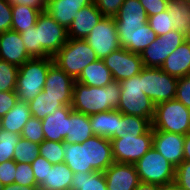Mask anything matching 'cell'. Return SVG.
<instances>
[{
  "mask_svg": "<svg viewBox=\"0 0 190 190\" xmlns=\"http://www.w3.org/2000/svg\"><path fill=\"white\" fill-rule=\"evenodd\" d=\"M121 94L119 82L112 81L106 87L86 86L75 81L72 109L88 116L117 109Z\"/></svg>",
  "mask_w": 190,
  "mask_h": 190,
  "instance_id": "cell-1",
  "label": "cell"
},
{
  "mask_svg": "<svg viewBox=\"0 0 190 190\" xmlns=\"http://www.w3.org/2000/svg\"><path fill=\"white\" fill-rule=\"evenodd\" d=\"M53 64V57H39L30 58L19 67L15 89L18 100L28 103L43 91L48 70Z\"/></svg>",
  "mask_w": 190,
  "mask_h": 190,
  "instance_id": "cell-2",
  "label": "cell"
},
{
  "mask_svg": "<svg viewBox=\"0 0 190 190\" xmlns=\"http://www.w3.org/2000/svg\"><path fill=\"white\" fill-rule=\"evenodd\" d=\"M54 64L75 80L84 68L98 60L94 50L85 39L68 38L67 42L53 56Z\"/></svg>",
  "mask_w": 190,
  "mask_h": 190,
  "instance_id": "cell-3",
  "label": "cell"
},
{
  "mask_svg": "<svg viewBox=\"0 0 190 190\" xmlns=\"http://www.w3.org/2000/svg\"><path fill=\"white\" fill-rule=\"evenodd\" d=\"M119 84L121 94L117 110L126 115L148 118L152 122L155 105L142 92L141 72L132 78L120 81Z\"/></svg>",
  "mask_w": 190,
  "mask_h": 190,
  "instance_id": "cell-4",
  "label": "cell"
},
{
  "mask_svg": "<svg viewBox=\"0 0 190 190\" xmlns=\"http://www.w3.org/2000/svg\"><path fill=\"white\" fill-rule=\"evenodd\" d=\"M152 129L185 136L190 132V109L176 99L155 105Z\"/></svg>",
  "mask_w": 190,
  "mask_h": 190,
  "instance_id": "cell-5",
  "label": "cell"
},
{
  "mask_svg": "<svg viewBox=\"0 0 190 190\" xmlns=\"http://www.w3.org/2000/svg\"><path fill=\"white\" fill-rule=\"evenodd\" d=\"M135 167L140 181L159 186L169 185L175 180V167L172 166L153 146L140 158Z\"/></svg>",
  "mask_w": 190,
  "mask_h": 190,
  "instance_id": "cell-6",
  "label": "cell"
},
{
  "mask_svg": "<svg viewBox=\"0 0 190 190\" xmlns=\"http://www.w3.org/2000/svg\"><path fill=\"white\" fill-rule=\"evenodd\" d=\"M178 79L165 73L161 68L141 70L142 92L154 105L175 99Z\"/></svg>",
  "mask_w": 190,
  "mask_h": 190,
  "instance_id": "cell-7",
  "label": "cell"
},
{
  "mask_svg": "<svg viewBox=\"0 0 190 190\" xmlns=\"http://www.w3.org/2000/svg\"><path fill=\"white\" fill-rule=\"evenodd\" d=\"M110 140L114 162L135 164L153 146V129L138 137L121 135Z\"/></svg>",
  "mask_w": 190,
  "mask_h": 190,
  "instance_id": "cell-8",
  "label": "cell"
},
{
  "mask_svg": "<svg viewBox=\"0 0 190 190\" xmlns=\"http://www.w3.org/2000/svg\"><path fill=\"white\" fill-rule=\"evenodd\" d=\"M85 41L94 50L98 59L103 60L111 52L121 48L117 26L113 17H103L102 20L93 27Z\"/></svg>",
  "mask_w": 190,
  "mask_h": 190,
  "instance_id": "cell-9",
  "label": "cell"
},
{
  "mask_svg": "<svg viewBox=\"0 0 190 190\" xmlns=\"http://www.w3.org/2000/svg\"><path fill=\"white\" fill-rule=\"evenodd\" d=\"M186 40L185 36L177 30H172L161 36L140 53L143 65L146 68H160L166 58L174 52L181 43Z\"/></svg>",
  "mask_w": 190,
  "mask_h": 190,
  "instance_id": "cell-10",
  "label": "cell"
},
{
  "mask_svg": "<svg viewBox=\"0 0 190 190\" xmlns=\"http://www.w3.org/2000/svg\"><path fill=\"white\" fill-rule=\"evenodd\" d=\"M37 46H41L51 57L67 42V29L60 26L46 11L36 21Z\"/></svg>",
  "mask_w": 190,
  "mask_h": 190,
  "instance_id": "cell-11",
  "label": "cell"
},
{
  "mask_svg": "<svg viewBox=\"0 0 190 190\" xmlns=\"http://www.w3.org/2000/svg\"><path fill=\"white\" fill-rule=\"evenodd\" d=\"M103 61L110 70L113 81L117 82L132 78L144 68L140 54L130 52L123 47L111 52Z\"/></svg>",
  "mask_w": 190,
  "mask_h": 190,
  "instance_id": "cell-12",
  "label": "cell"
},
{
  "mask_svg": "<svg viewBox=\"0 0 190 190\" xmlns=\"http://www.w3.org/2000/svg\"><path fill=\"white\" fill-rule=\"evenodd\" d=\"M83 144L86 145L87 172H104L114 163L109 138L94 135Z\"/></svg>",
  "mask_w": 190,
  "mask_h": 190,
  "instance_id": "cell-13",
  "label": "cell"
},
{
  "mask_svg": "<svg viewBox=\"0 0 190 190\" xmlns=\"http://www.w3.org/2000/svg\"><path fill=\"white\" fill-rule=\"evenodd\" d=\"M184 135L153 129V147L175 168L184 161Z\"/></svg>",
  "mask_w": 190,
  "mask_h": 190,
  "instance_id": "cell-14",
  "label": "cell"
},
{
  "mask_svg": "<svg viewBox=\"0 0 190 190\" xmlns=\"http://www.w3.org/2000/svg\"><path fill=\"white\" fill-rule=\"evenodd\" d=\"M75 81L73 77L53 64L48 70L43 90L49 96L62 97L64 106H71Z\"/></svg>",
  "mask_w": 190,
  "mask_h": 190,
  "instance_id": "cell-15",
  "label": "cell"
},
{
  "mask_svg": "<svg viewBox=\"0 0 190 190\" xmlns=\"http://www.w3.org/2000/svg\"><path fill=\"white\" fill-rule=\"evenodd\" d=\"M104 175L107 190H135L141 182L135 164L114 162Z\"/></svg>",
  "mask_w": 190,
  "mask_h": 190,
  "instance_id": "cell-16",
  "label": "cell"
},
{
  "mask_svg": "<svg viewBox=\"0 0 190 190\" xmlns=\"http://www.w3.org/2000/svg\"><path fill=\"white\" fill-rule=\"evenodd\" d=\"M117 32H132L148 23V16L139 0H124L114 17Z\"/></svg>",
  "mask_w": 190,
  "mask_h": 190,
  "instance_id": "cell-17",
  "label": "cell"
},
{
  "mask_svg": "<svg viewBox=\"0 0 190 190\" xmlns=\"http://www.w3.org/2000/svg\"><path fill=\"white\" fill-rule=\"evenodd\" d=\"M30 58L19 32L10 30L0 33V59L20 67Z\"/></svg>",
  "mask_w": 190,
  "mask_h": 190,
  "instance_id": "cell-18",
  "label": "cell"
},
{
  "mask_svg": "<svg viewBox=\"0 0 190 190\" xmlns=\"http://www.w3.org/2000/svg\"><path fill=\"white\" fill-rule=\"evenodd\" d=\"M104 16L95 2L81 8L67 30L68 38L85 39Z\"/></svg>",
  "mask_w": 190,
  "mask_h": 190,
  "instance_id": "cell-19",
  "label": "cell"
},
{
  "mask_svg": "<svg viewBox=\"0 0 190 190\" xmlns=\"http://www.w3.org/2000/svg\"><path fill=\"white\" fill-rule=\"evenodd\" d=\"M72 110V106H63L58 108L52 115H48L41 120L44 140L66 142L68 116Z\"/></svg>",
  "mask_w": 190,
  "mask_h": 190,
  "instance_id": "cell-20",
  "label": "cell"
},
{
  "mask_svg": "<svg viewBox=\"0 0 190 190\" xmlns=\"http://www.w3.org/2000/svg\"><path fill=\"white\" fill-rule=\"evenodd\" d=\"M160 68L177 79L190 74V39L184 40Z\"/></svg>",
  "mask_w": 190,
  "mask_h": 190,
  "instance_id": "cell-21",
  "label": "cell"
},
{
  "mask_svg": "<svg viewBox=\"0 0 190 190\" xmlns=\"http://www.w3.org/2000/svg\"><path fill=\"white\" fill-rule=\"evenodd\" d=\"M117 33L121 47L136 54H140L157 38V34L150 28L148 23L132 32Z\"/></svg>",
  "mask_w": 190,
  "mask_h": 190,
  "instance_id": "cell-22",
  "label": "cell"
},
{
  "mask_svg": "<svg viewBox=\"0 0 190 190\" xmlns=\"http://www.w3.org/2000/svg\"><path fill=\"white\" fill-rule=\"evenodd\" d=\"M122 113L117 109L104 111L89 116L92 132L96 136H101L111 139L118 133V122Z\"/></svg>",
  "mask_w": 190,
  "mask_h": 190,
  "instance_id": "cell-23",
  "label": "cell"
},
{
  "mask_svg": "<svg viewBox=\"0 0 190 190\" xmlns=\"http://www.w3.org/2000/svg\"><path fill=\"white\" fill-rule=\"evenodd\" d=\"M94 136L92 132L89 116L72 110L68 116V134L66 143L81 144Z\"/></svg>",
  "mask_w": 190,
  "mask_h": 190,
  "instance_id": "cell-24",
  "label": "cell"
},
{
  "mask_svg": "<svg viewBox=\"0 0 190 190\" xmlns=\"http://www.w3.org/2000/svg\"><path fill=\"white\" fill-rule=\"evenodd\" d=\"M76 81L86 86L106 87L113 78L104 61L98 59L84 68Z\"/></svg>",
  "mask_w": 190,
  "mask_h": 190,
  "instance_id": "cell-25",
  "label": "cell"
},
{
  "mask_svg": "<svg viewBox=\"0 0 190 190\" xmlns=\"http://www.w3.org/2000/svg\"><path fill=\"white\" fill-rule=\"evenodd\" d=\"M73 174L65 163L53 164L48 170L46 179L38 187L47 190H70Z\"/></svg>",
  "mask_w": 190,
  "mask_h": 190,
  "instance_id": "cell-26",
  "label": "cell"
},
{
  "mask_svg": "<svg viewBox=\"0 0 190 190\" xmlns=\"http://www.w3.org/2000/svg\"><path fill=\"white\" fill-rule=\"evenodd\" d=\"M168 15L175 30L190 39V3L186 0H169Z\"/></svg>",
  "mask_w": 190,
  "mask_h": 190,
  "instance_id": "cell-27",
  "label": "cell"
},
{
  "mask_svg": "<svg viewBox=\"0 0 190 190\" xmlns=\"http://www.w3.org/2000/svg\"><path fill=\"white\" fill-rule=\"evenodd\" d=\"M31 116L28 103L18 100L15 106L2 117V128L21 135L23 127Z\"/></svg>",
  "mask_w": 190,
  "mask_h": 190,
  "instance_id": "cell-28",
  "label": "cell"
},
{
  "mask_svg": "<svg viewBox=\"0 0 190 190\" xmlns=\"http://www.w3.org/2000/svg\"><path fill=\"white\" fill-rule=\"evenodd\" d=\"M151 128L152 122L148 118L122 113L120 122H118V133H116L111 139L120 138L121 135L138 137L145 132H148Z\"/></svg>",
  "mask_w": 190,
  "mask_h": 190,
  "instance_id": "cell-29",
  "label": "cell"
},
{
  "mask_svg": "<svg viewBox=\"0 0 190 190\" xmlns=\"http://www.w3.org/2000/svg\"><path fill=\"white\" fill-rule=\"evenodd\" d=\"M28 105L31 115L39 120L52 115L58 108L64 106L62 104V97L49 96L44 90L28 102Z\"/></svg>",
  "mask_w": 190,
  "mask_h": 190,
  "instance_id": "cell-30",
  "label": "cell"
},
{
  "mask_svg": "<svg viewBox=\"0 0 190 190\" xmlns=\"http://www.w3.org/2000/svg\"><path fill=\"white\" fill-rule=\"evenodd\" d=\"M40 10L28 5H12V30L22 33L35 26Z\"/></svg>",
  "mask_w": 190,
  "mask_h": 190,
  "instance_id": "cell-31",
  "label": "cell"
},
{
  "mask_svg": "<svg viewBox=\"0 0 190 190\" xmlns=\"http://www.w3.org/2000/svg\"><path fill=\"white\" fill-rule=\"evenodd\" d=\"M70 190H107L104 172L74 173Z\"/></svg>",
  "mask_w": 190,
  "mask_h": 190,
  "instance_id": "cell-32",
  "label": "cell"
},
{
  "mask_svg": "<svg viewBox=\"0 0 190 190\" xmlns=\"http://www.w3.org/2000/svg\"><path fill=\"white\" fill-rule=\"evenodd\" d=\"M82 4L47 3L46 12L62 27L68 30Z\"/></svg>",
  "mask_w": 190,
  "mask_h": 190,
  "instance_id": "cell-33",
  "label": "cell"
},
{
  "mask_svg": "<svg viewBox=\"0 0 190 190\" xmlns=\"http://www.w3.org/2000/svg\"><path fill=\"white\" fill-rule=\"evenodd\" d=\"M64 163L73 173H87L86 145L65 142Z\"/></svg>",
  "mask_w": 190,
  "mask_h": 190,
  "instance_id": "cell-34",
  "label": "cell"
},
{
  "mask_svg": "<svg viewBox=\"0 0 190 190\" xmlns=\"http://www.w3.org/2000/svg\"><path fill=\"white\" fill-rule=\"evenodd\" d=\"M39 146L40 144L21 137L14 150V161L31 164L39 156Z\"/></svg>",
  "mask_w": 190,
  "mask_h": 190,
  "instance_id": "cell-35",
  "label": "cell"
},
{
  "mask_svg": "<svg viewBox=\"0 0 190 190\" xmlns=\"http://www.w3.org/2000/svg\"><path fill=\"white\" fill-rule=\"evenodd\" d=\"M39 155L51 164L64 163L65 142L44 140L39 146Z\"/></svg>",
  "mask_w": 190,
  "mask_h": 190,
  "instance_id": "cell-36",
  "label": "cell"
},
{
  "mask_svg": "<svg viewBox=\"0 0 190 190\" xmlns=\"http://www.w3.org/2000/svg\"><path fill=\"white\" fill-rule=\"evenodd\" d=\"M21 135L6 130L0 131V164L9 160H14V150L20 140Z\"/></svg>",
  "mask_w": 190,
  "mask_h": 190,
  "instance_id": "cell-37",
  "label": "cell"
},
{
  "mask_svg": "<svg viewBox=\"0 0 190 190\" xmlns=\"http://www.w3.org/2000/svg\"><path fill=\"white\" fill-rule=\"evenodd\" d=\"M19 67L0 59V91H15Z\"/></svg>",
  "mask_w": 190,
  "mask_h": 190,
  "instance_id": "cell-38",
  "label": "cell"
},
{
  "mask_svg": "<svg viewBox=\"0 0 190 190\" xmlns=\"http://www.w3.org/2000/svg\"><path fill=\"white\" fill-rule=\"evenodd\" d=\"M36 25L20 33L25 49L32 58L51 57L41 46H37Z\"/></svg>",
  "mask_w": 190,
  "mask_h": 190,
  "instance_id": "cell-39",
  "label": "cell"
},
{
  "mask_svg": "<svg viewBox=\"0 0 190 190\" xmlns=\"http://www.w3.org/2000/svg\"><path fill=\"white\" fill-rule=\"evenodd\" d=\"M172 23L171 16L168 15V9L148 17V24L157 36L164 35L174 30Z\"/></svg>",
  "mask_w": 190,
  "mask_h": 190,
  "instance_id": "cell-40",
  "label": "cell"
},
{
  "mask_svg": "<svg viewBox=\"0 0 190 190\" xmlns=\"http://www.w3.org/2000/svg\"><path fill=\"white\" fill-rule=\"evenodd\" d=\"M21 137L41 144L44 141V132L42 129V121L31 116L21 131Z\"/></svg>",
  "mask_w": 190,
  "mask_h": 190,
  "instance_id": "cell-41",
  "label": "cell"
},
{
  "mask_svg": "<svg viewBox=\"0 0 190 190\" xmlns=\"http://www.w3.org/2000/svg\"><path fill=\"white\" fill-rule=\"evenodd\" d=\"M14 183L20 186H38L31 164L16 163V176Z\"/></svg>",
  "mask_w": 190,
  "mask_h": 190,
  "instance_id": "cell-42",
  "label": "cell"
},
{
  "mask_svg": "<svg viewBox=\"0 0 190 190\" xmlns=\"http://www.w3.org/2000/svg\"><path fill=\"white\" fill-rule=\"evenodd\" d=\"M174 183L181 189L190 190V162L183 161L175 168Z\"/></svg>",
  "mask_w": 190,
  "mask_h": 190,
  "instance_id": "cell-43",
  "label": "cell"
},
{
  "mask_svg": "<svg viewBox=\"0 0 190 190\" xmlns=\"http://www.w3.org/2000/svg\"><path fill=\"white\" fill-rule=\"evenodd\" d=\"M175 99L190 109V74L178 79Z\"/></svg>",
  "mask_w": 190,
  "mask_h": 190,
  "instance_id": "cell-44",
  "label": "cell"
},
{
  "mask_svg": "<svg viewBox=\"0 0 190 190\" xmlns=\"http://www.w3.org/2000/svg\"><path fill=\"white\" fill-rule=\"evenodd\" d=\"M12 4L0 0V33L12 30Z\"/></svg>",
  "mask_w": 190,
  "mask_h": 190,
  "instance_id": "cell-45",
  "label": "cell"
},
{
  "mask_svg": "<svg viewBox=\"0 0 190 190\" xmlns=\"http://www.w3.org/2000/svg\"><path fill=\"white\" fill-rule=\"evenodd\" d=\"M96 7L104 17H115L124 0H94Z\"/></svg>",
  "mask_w": 190,
  "mask_h": 190,
  "instance_id": "cell-46",
  "label": "cell"
},
{
  "mask_svg": "<svg viewBox=\"0 0 190 190\" xmlns=\"http://www.w3.org/2000/svg\"><path fill=\"white\" fill-rule=\"evenodd\" d=\"M31 166L36 183L39 185L44 179H46L48 170L53 167V164L39 155L33 162H31Z\"/></svg>",
  "mask_w": 190,
  "mask_h": 190,
  "instance_id": "cell-47",
  "label": "cell"
},
{
  "mask_svg": "<svg viewBox=\"0 0 190 190\" xmlns=\"http://www.w3.org/2000/svg\"><path fill=\"white\" fill-rule=\"evenodd\" d=\"M16 162L9 160L0 164V182L5 186L14 183Z\"/></svg>",
  "mask_w": 190,
  "mask_h": 190,
  "instance_id": "cell-48",
  "label": "cell"
},
{
  "mask_svg": "<svg viewBox=\"0 0 190 190\" xmlns=\"http://www.w3.org/2000/svg\"><path fill=\"white\" fill-rule=\"evenodd\" d=\"M18 101V96L16 91H0V116L3 117L7 114Z\"/></svg>",
  "mask_w": 190,
  "mask_h": 190,
  "instance_id": "cell-49",
  "label": "cell"
},
{
  "mask_svg": "<svg viewBox=\"0 0 190 190\" xmlns=\"http://www.w3.org/2000/svg\"><path fill=\"white\" fill-rule=\"evenodd\" d=\"M139 2L144 7L149 17L167 10L169 0H139Z\"/></svg>",
  "mask_w": 190,
  "mask_h": 190,
  "instance_id": "cell-50",
  "label": "cell"
},
{
  "mask_svg": "<svg viewBox=\"0 0 190 190\" xmlns=\"http://www.w3.org/2000/svg\"><path fill=\"white\" fill-rule=\"evenodd\" d=\"M12 5H28L38 10L45 11L48 0H8Z\"/></svg>",
  "mask_w": 190,
  "mask_h": 190,
  "instance_id": "cell-51",
  "label": "cell"
},
{
  "mask_svg": "<svg viewBox=\"0 0 190 190\" xmlns=\"http://www.w3.org/2000/svg\"><path fill=\"white\" fill-rule=\"evenodd\" d=\"M93 2L94 0H48L47 3H71V4H82L83 6H88Z\"/></svg>",
  "mask_w": 190,
  "mask_h": 190,
  "instance_id": "cell-52",
  "label": "cell"
},
{
  "mask_svg": "<svg viewBox=\"0 0 190 190\" xmlns=\"http://www.w3.org/2000/svg\"><path fill=\"white\" fill-rule=\"evenodd\" d=\"M38 186H20L19 184L13 183L5 185L3 190H38Z\"/></svg>",
  "mask_w": 190,
  "mask_h": 190,
  "instance_id": "cell-53",
  "label": "cell"
},
{
  "mask_svg": "<svg viewBox=\"0 0 190 190\" xmlns=\"http://www.w3.org/2000/svg\"><path fill=\"white\" fill-rule=\"evenodd\" d=\"M184 161L190 162V132L184 138Z\"/></svg>",
  "mask_w": 190,
  "mask_h": 190,
  "instance_id": "cell-54",
  "label": "cell"
},
{
  "mask_svg": "<svg viewBox=\"0 0 190 190\" xmlns=\"http://www.w3.org/2000/svg\"><path fill=\"white\" fill-rule=\"evenodd\" d=\"M135 190H161V186L140 182Z\"/></svg>",
  "mask_w": 190,
  "mask_h": 190,
  "instance_id": "cell-55",
  "label": "cell"
},
{
  "mask_svg": "<svg viewBox=\"0 0 190 190\" xmlns=\"http://www.w3.org/2000/svg\"><path fill=\"white\" fill-rule=\"evenodd\" d=\"M161 190H177V185L175 183L161 186Z\"/></svg>",
  "mask_w": 190,
  "mask_h": 190,
  "instance_id": "cell-56",
  "label": "cell"
},
{
  "mask_svg": "<svg viewBox=\"0 0 190 190\" xmlns=\"http://www.w3.org/2000/svg\"><path fill=\"white\" fill-rule=\"evenodd\" d=\"M2 117L0 116V131L2 130Z\"/></svg>",
  "mask_w": 190,
  "mask_h": 190,
  "instance_id": "cell-57",
  "label": "cell"
},
{
  "mask_svg": "<svg viewBox=\"0 0 190 190\" xmlns=\"http://www.w3.org/2000/svg\"><path fill=\"white\" fill-rule=\"evenodd\" d=\"M4 185L0 182V190H3Z\"/></svg>",
  "mask_w": 190,
  "mask_h": 190,
  "instance_id": "cell-58",
  "label": "cell"
}]
</instances>
